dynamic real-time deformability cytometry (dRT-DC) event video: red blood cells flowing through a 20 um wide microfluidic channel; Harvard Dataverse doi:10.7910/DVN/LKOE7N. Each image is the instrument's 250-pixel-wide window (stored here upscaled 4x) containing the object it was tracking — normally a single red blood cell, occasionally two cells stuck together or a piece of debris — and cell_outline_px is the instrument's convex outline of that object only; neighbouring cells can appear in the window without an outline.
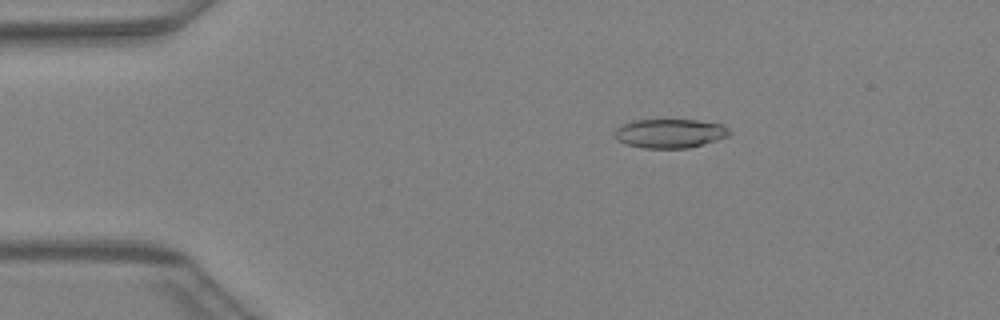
{"species": "Egyptian fruit bat (a non-hibernating species)", "species_latin": "Rousettus aegyptiacus", "temperature_condition": "warm", "stored_images_in_passage": 15, "camera_frame_rate_fps": 3000, "um_per_image_px": 0.085, "animal": {"sex": "female"}, "frame": {"image": 1, "passage_image": 9, "time_ms": 2.667, "image_size_px": [1000, 320], "cell_outline_px": [[732, 132], [728, 136], [716, 140], [688, 148], [644, 148], [628, 144], [616, 140], [616, 128], [632, 120], [696, 120], [720, 124], [728, 128]], "centroid_in_image_um": [56.95, 11.34], "position_along_channel_um": 28.1, "area_um2": 19.19}}